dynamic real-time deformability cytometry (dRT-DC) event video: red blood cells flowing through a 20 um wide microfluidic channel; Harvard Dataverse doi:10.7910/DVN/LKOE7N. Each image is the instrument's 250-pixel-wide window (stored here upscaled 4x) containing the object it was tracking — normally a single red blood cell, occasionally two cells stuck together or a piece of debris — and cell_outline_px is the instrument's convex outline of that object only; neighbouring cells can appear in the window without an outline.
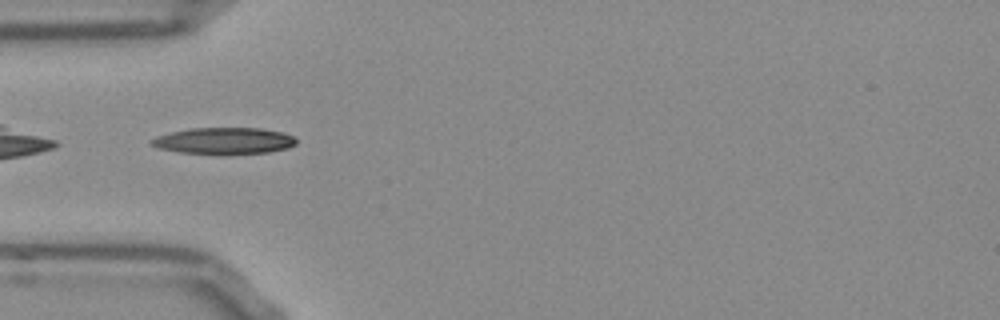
{"species": "Egyptian fruit bat (a non-hibernating species)", "species_latin": "Rousettus aegyptiacus", "temperature_condition": "room temperature", "stored_images_in_passage": 38, "camera_frame_rate_fps": 3000, "um_per_image_px": 0.085, "frame": {"image": 1, "passage_image": 1, "time_ms": 0.0, "image_size_px": [1000, 320], "cell_outline_px": [[296, 144], [288, 148], [268, 152], [180, 152], [160, 148], [148, 144], [148, 140], [156, 136], [168, 132], [188, 128], [260, 128], [284, 132], [292, 136], [296, 140]], "centroid_in_image_um": [19.0, 11.93], "position_along_channel_um": 66.0, "area_um2": 21.85}}
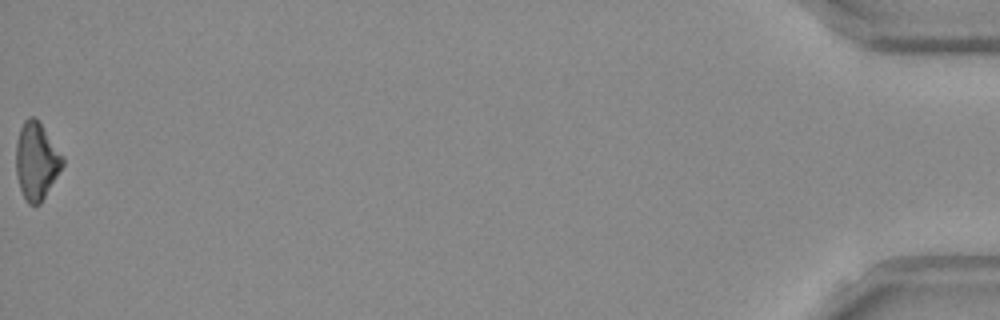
{"frame": {"image": 2, "passage_image": 38, "time_ms": 12.333, "image_size_px": [1000, 320], "cell_outline_px": [[64, 164], [40, 204], [28, 204], [20, 188], [16, 172], [16, 140], [20, 128], [24, 120], [28, 116], [32, 116], [40, 124], [64, 156]], "centroid_in_image_um": [3.09, 13.68], "position_along_channel_um": 432.1, "area_um2": 20.69}, "authors_computed_cell_mechanics": {"area_um2": 21.097, "velocity_mm_per_s": 3.8201, "shape_relaxation_time_tau1_ms": null, "shape_relaxation_time_tau2_ms": 3.7299, "deformation_change_tau1": null, "deformation_change_tau2": 0.1119}}